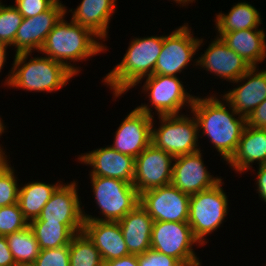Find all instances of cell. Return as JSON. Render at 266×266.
<instances>
[{"instance_id":"1","label":"cell","mask_w":266,"mask_h":266,"mask_svg":"<svg viewBox=\"0 0 266 266\" xmlns=\"http://www.w3.org/2000/svg\"><path fill=\"white\" fill-rule=\"evenodd\" d=\"M216 96H195L190 112L196 117L198 130L202 132L199 137H208L221 159L228 162L236 152L247 125L246 117L239 115L223 97L220 100Z\"/></svg>"},{"instance_id":"2","label":"cell","mask_w":266,"mask_h":266,"mask_svg":"<svg viewBox=\"0 0 266 266\" xmlns=\"http://www.w3.org/2000/svg\"><path fill=\"white\" fill-rule=\"evenodd\" d=\"M64 14L47 35L46 41L40 53L46 57L64 64L75 75L79 74L81 68L71 62H82L101 52L107 51L106 44L90 29L79 23H70ZM69 60V61H68ZM76 66V67H75Z\"/></svg>"},{"instance_id":"3","label":"cell","mask_w":266,"mask_h":266,"mask_svg":"<svg viewBox=\"0 0 266 266\" xmlns=\"http://www.w3.org/2000/svg\"><path fill=\"white\" fill-rule=\"evenodd\" d=\"M163 46V36L133 38L120 63L104 77L102 82L113 91L114 98L127 93L153 75L155 64Z\"/></svg>"},{"instance_id":"4","label":"cell","mask_w":266,"mask_h":266,"mask_svg":"<svg viewBox=\"0 0 266 266\" xmlns=\"http://www.w3.org/2000/svg\"><path fill=\"white\" fill-rule=\"evenodd\" d=\"M31 54H15L8 77L7 75L5 77V85L30 92L53 93L63 88L73 76H76L64 64L50 57L35 56L28 60Z\"/></svg>"},{"instance_id":"5","label":"cell","mask_w":266,"mask_h":266,"mask_svg":"<svg viewBox=\"0 0 266 266\" xmlns=\"http://www.w3.org/2000/svg\"><path fill=\"white\" fill-rule=\"evenodd\" d=\"M90 181L96 207L102 216H92L83 210L84 221L118 222L140 204L139 193L126 181L100 176H90Z\"/></svg>"},{"instance_id":"6","label":"cell","mask_w":266,"mask_h":266,"mask_svg":"<svg viewBox=\"0 0 266 266\" xmlns=\"http://www.w3.org/2000/svg\"><path fill=\"white\" fill-rule=\"evenodd\" d=\"M222 180L209 189L190 195L187 222L201 246L207 244L206 236L221 226L229 212Z\"/></svg>"},{"instance_id":"7","label":"cell","mask_w":266,"mask_h":266,"mask_svg":"<svg viewBox=\"0 0 266 266\" xmlns=\"http://www.w3.org/2000/svg\"><path fill=\"white\" fill-rule=\"evenodd\" d=\"M186 115H159L160 126L157 129L153 117L152 144L174 158L201 150L197 119L194 115Z\"/></svg>"},{"instance_id":"8","label":"cell","mask_w":266,"mask_h":266,"mask_svg":"<svg viewBox=\"0 0 266 266\" xmlns=\"http://www.w3.org/2000/svg\"><path fill=\"white\" fill-rule=\"evenodd\" d=\"M145 82L141 92L148 94L151 105L141 104L136 108L150 116L182 114V108L186 105L191 109L195 95L187 92L183 82L178 76H165L153 74L144 78ZM154 108L155 113L151 109ZM181 110V111H180Z\"/></svg>"},{"instance_id":"9","label":"cell","mask_w":266,"mask_h":266,"mask_svg":"<svg viewBox=\"0 0 266 266\" xmlns=\"http://www.w3.org/2000/svg\"><path fill=\"white\" fill-rule=\"evenodd\" d=\"M192 29L188 23L175 28L168 35H163V46L157 58L153 74L165 76H178L189 66L190 62L197 67V59L193 60L194 55L200 45H203V38L194 37Z\"/></svg>"},{"instance_id":"10","label":"cell","mask_w":266,"mask_h":266,"mask_svg":"<svg viewBox=\"0 0 266 266\" xmlns=\"http://www.w3.org/2000/svg\"><path fill=\"white\" fill-rule=\"evenodd\" d=\"M194 244L200 247L188 222L154 221L151 249L177 259L183 266H193L202 264Z\"/></svg>"},{"instance_id":"11","label":"cell","mask_w":266,"mask_h":266,"mask_svg":"<svg viewBox=\"0 0 266 266\" xmlns=\"http://www.w3.org/2000/svg\"><path fill=\"white\" fill-rule=\"evenodd\" d=\"M75 180L61 183L42 208L37 219L30 222H53L65 224L74 234L83 231L84 216L79 188Z\"/></svg>"},{"instance_id":"12","label":"cell","mask_w":266,"mask_h":266,"mask_svg":"<svg viewBox=\"0 0 266 266\" xmlns=\"http://www.w3.org/2000/svg\"><path fill=\"white\" fill-rule=\"evenodd\" d=\"M190 195L172 184L147 190L140 194V205L154 221L187 222Z\"/></svg>"},{"instance_id":"13","label":"cell","mask_w":266,"mask_h":266,"mask_svg":"<svg viewBox=\"0 0 266 266\" xmlns=\"http://www.w3.org/2000/svg\"><path fill=\"white\" fill-rule=\"evenodd\" d=\"M174 157L152 143L135 158L133 185L139 195L171 184Z\"/></svg>"},{"instance_id":"14","label":"cell","mask_w":266,"mask_h":266,"mask_svg":"<svg viewBox=\"0 0 266 266\" xmlns=\"http://www.w3.org/2000/svg\"><path fill=\"white\" fill-rule=\"evenodd\" d=\"M61 2L57 0L48 10L37 16L23 18L12 45L16 48L15 54L40 52L47 35L61 17L68 13L67 7Z\"/></svg>"},{"instance_id":"15","label":"cell","mask_w":266,"mask_h":266,"mask_svg":"<svg viewBox=\"0 0 266 266\" xmlns=\"http://www.w3.org/2000/svg\"><path fill=\"white\" fill-rule=\"evenodd\" d=\"M152 122L153 116L134 108L119 125L109 146L136 158L152 143Z\"/></svg>"},{"instance_id":"16","label":"cell","mask_w":266,"mask_h":266,"mask_svg":"<svg viewBox=\"0 0 266 266\" xmlns=\"http://www.w3.org/2000/svg\"><path fill=\"white\" fill-rule=\"evenodd\" d=\"M201 151L174 158L171 184L183 193L193 195L202 192L221 180L208 171Z\"/></svg>"},{"instance_id":"17","label":"cell","mask_w":266,"mask_h":266,"mask_svg":"<svg viewBox=\"0 0 266 266\" xmlns=\"http://www.w3.org/2000/svg\"><path fill=\"white\" fill-rule=\"evenodd\" d=\"M81 153L78 162L92 167L89 176L109 177L133 185L135 158L122 154L111 146Z\"/></svg>"},{"instance_id":"18","label":"cell","mask_w":266,"mask_h":266,"mask_svg":"<svg viewBox=\"0 0 266 266\" xmlns=\"http://www.w3.org/2000/svg\"><path fill=\"white\" fill-rule=\"evenodd\" d=\"M197 66L230 83L238 80L251 66L230 49L220 37H215L197 59Z\"/></svg>"},{"instance_id":"19","label":"cell","mask_w":266,"mask_h":266,"mask_svg":"<svg viewBox=\"0 0 266 266\" xmlns=\"http://www.w3.org/2000/svg\"><path fill=\"white\" fill-rule=\"evenodd\" d=\"M232 83L239 84L224 92L222 97L239 115L247 118L266 99V69L259 70L253 66Z\"/></svg>"},{"instance_id":"20","label":"cell","mask_w":266,"mask_h":266,"mask_svg":"<svg viewBox=\"0 0 266 266\" xmlns=\"http://www.w3.org/2000/svg\"><path fill=\"white\" fill-rule=\"evenodd\" d=\"M83 232L100 251L103 262L130 255L118 222L84 221Z\"/></svg>"},{"instance_id":"21","label":"cell","mask_w":266,"mask_h":266,"mask_svg":"<svg viewBox=\"0 0 266 266\" xmlns=\"http://www.w3.org/2000/svg\"><path fill=\"white\" fill-rule=\"evenodd\" d=\"M118 223L129 254L140 255L151 248L154 220L140 204Z\"/></svg>"},{"instance_id":"22","label":"cell","mask_w":266,"mask_h":266,"mask_svg":"<svg viewBox=\"0 0 266 266\" xmlns=\"http://www.w3.org/2000/svg\"><path fill=\"white\" fill-rule=\"evenodd\" d=\"M266 164V129H257L246 125L236 152L226 163L236 173L251 170L254 162Z\"/></svg>"},{"instance_id":"23","label":"cell","mask_w":266,"mask_h":266,"mask_svg":"<svg viewBox=\"0 0 266 266\" xmlns=\"http://www.w3.org/2000/svg\"><path fill=\"white\" fill-rule=\"evenodd\" d=\"M117 0H82L72 13L73 22L90 29L101 41L108 38L110 19L115 13Z\"/></svg>"},{"instance_id":"24","label":"cell","mask_w":266,"mask_h":266,"mask_svg":"<svg viewBox=\"0 0 266 266\" xmlns=\"http://www.w3.org/2000/svg\"><path fill=\"white\" fill-rule=\"evenodd\" d=\"M222 41L240 55L251 67L266 57V32L262 28L217 33Z\"/></svg>"},{"instance_id":"25","label":"cell","mask_w":266,"mask_h":266,"mask_svg":"<svg viewBox=\"0 0 266 266\" xmlns=\"http://www.w3.org/2000/svg\"><path fill=\"white\" fill-rule=\"evenodd\" d=\"M62 183L58 181L53 184L32 181L19 188L18 204L24 218L30 222L37 219L42 208L50 200L52 193Z\"/></svg>"},{"instance_id":"26","label":"cell","mask_w":266,"mask_h":266,"mask_svg":"<svg viewBox=\"0 0 266 266\" xmlns=\"http://www.w3.org/2000/svg\"><path fill=\"white\" fill-rule=\"evenodd\" d=\"M261 13L248 2H238L227 14L218 13L215 19L217 33H227L245 29L259 28L262 24Z\"/></svg>"},{"instance_id":"27","label":"cell","mask_w":266,"mask_h":266,"mask_svg":"<svg viewBox=\"0 0 266 266\" xmlns=\"http://www.w3.org/2000/svg\"><path fill=\"white\" fill-rule=\"evenodd\" d=\"M40 250L69 245L75 235L65 224L53 222H29Z\"/></svg>"},{"instance_id":"28","label":"cell","mask_w":266,"mask_h":266,"mask_svg":"<svg viewBox=\"0 0 266 266\" xmlns=\"http://www.w3.org/2000/svg\"><path fill=\"white\" fill-rule=\"evenodd\" d=\"M5 237L16 264L34 263L39 255L40 248L29 225Z\"/></svg>"},{"instance_id":"29","label":"cell","mask_w":266,"mask_h":266,"mask_svg":"<svg viewBox=\"0 0 266 266\" xmlns=\"http://www.w3.org/2000/svg\"><path fill=\"white\" fill-rule=\"evenodd\" d=\"M69 253L70 266H103L100 251L83 231L72 237Z\"/></svg>"},{"instance_id":"30","label":"cell","mask_w":266,"mask_h":266,"mask_svg":"<svg viewBox=\"0 0 266 266\" xmlns=\"http://www.w3.org/2000/svg\"><path fill=\"white\" fill-rule=\"evenodd\" d=\"M22 20L23 16L14 5L0 2V41L11 47Z\"/></svg>"},{"instance_id":"31","label":"cell","mask_w":266,"mask_h":266,"mask_svg":"<svg viewBox=\"0 0 266 266\" xmlns=\"http://www.w3.org/2000/svg\"><path fill=\"white\" fill-rule=\"evenodd\" d=\"M28 225L18 203L0 208V236L20 231Z\"/></svg>"},{"instance_id":"32","label":"cell","mask_w":266,"mask_h":266,"mask_svg":"<svg viewBox=\"0 0 266 266\" xmlns=\"http://www.w3.org/2000/svg\"><path fill=\"white\" fill-rule=\"evenodd\" d=\"M17 179L11 164L0 171V208L18 203L20 187Z\"/></svg>"},{"instance_id":"33","label":"cell","mask_w":266,"mask_h":266,"mask_svg":"<svg viewBox=\"0 0 266 266\" xmlns=\"http://www.w3.org/2000/svg\"><path fill=\"white\" fill-rule=\"evenodd\" d=\"M34 266H70L69 245L59 248L42 249L33 263Z\"/></svg>"},{"instance_id":"34","label":"cell","mask_w":266,"mask_h":266,"mask_svg":"<svg viewBox=\"0 0 266 266\" xmlns=\"http://www.w3.org/2000/svg\"><path fill=\"white\" fill-rule=\"evenodd\" d=\"M137 261L139 266H183L177 259L151 248L137 255Z\"/></svg>"},{"instance_id":"35","label":"cell","mask_w":266,"mask_h":266,"mask_svg":"<svg viewBox=\"0 0 266 266\" xmlns=\"http://www.w3.org/2000/svg\"><path fill=\"white\" fill-rule=\"evenodd\" d=\"M57 0H15V7L23 18L37 16L48 10Z\"/></svg>"},{"instance_id":"36","label":"cell","mask_w":266,"mask_h":266,"mask_svg":"<svg viewBox=\"0 0 266 266\" xmlns=\"http://www.w3.org/2000/svg\"><path fill=\"white\" fill-rule=\"evenodd\" d=\"M246 123L249 127L266 129V99L250 113Z\"/></svg>"},{"instance_id":"37","label":"cell","mask_w":266,"mask_h":266,"mask_svg":"<svg viewBox=\"0 0 266 266\" xmlns=\"http://www.w3.org/2000/svg\"><path fill=\"white\" fill-rule=\"evenodd\" d=\"M256 175L257 193L262 201L266 202V164L259 165Z\"/></svg>"},{"instance_id":"38","label":"cell","mask_w":266,"mask_h":266,"mask_svg":"<svg viewBox=\"0 0 266 266\" xmlns=\"http://www.w3.org/2000/svg\"><path fill=\"white\" fill-rule=\"evenodd\" d=\"M12 253L5 236H0V266H15Z\"/></svg>"},{"instance_id":"39","label":"cell","mask_w":266,"mask_h":266,"mask_svg":"<svg viewBox=\"0 0 266 266\" xmlns=\"http://www.w3.org/2000/svg\"><path fill=\"white\" fill-rule=\"evenodd\" d=\"M103 266H139L137 255H128L119 259L106 261Z\"/></svg>"},{"instance_id":"40","label":"cell","mask_w":266,"mask_h":266,"mask_svg":"<svg viewBox=\"0 0 266 266\" xmlns=\"http://www.w3.org/2000/svg\"><path fill=\"white\" fill-rule=\"evenodd\" d=\"M7 48H8V45L0 41V72H2L1 70L3 69L5 62H6Z\"/></svg>"},{"instance_id":"41","label":"cell","mask_w":266,"mask_h":266,"mask_svg":"<svg viewBox=\"0 0 266 266\" xmlns=\"http://www.w3.org/2000/svg\"><path fill=\"white\" fill-rule=\"evenodd\" d=\"M3 150L4 148H0V171L9 164V158H7V154Z\"/></svg>"},{"instance_id":"42","label":"cell","mask_w":266,"mask_h":266,"mask_svg":"<svg viewBox=\"0 0 266 266\" xmlns=\"http://www.w3.org/2000/svg\"><path fill=\"white\" fill-rule=\"evenodd\" d=\"M172 1H174L178 5H182L183 7V6H187L190 3H193V1L195 3L196 0H172Z\"/></svg>"},{"instance_id":"43","label":"cell","mask_w":266,"mask_h":266,"mask_svg":"<svg viewBox=\"0 0 266 266\" xmlns=\"http://www.w3.org/2000/svg\"><path fill=\"white\" fill-rule=\"evenodd\" d=\"M1 117V116H0ZM2 118H0V136H2L3 133H5L4 131L7 130L5 127V123L1 120ZM3 147L2 145H0V148Z\"/></svg>"},{"instance_id":"44","label":"cell","mask_w":266,"mask_h":266,"mask_svg":"<svg viewBox=\"0 0 266 266\" xmlns=\"http://www.w3.org/2000/svg\"><path fill=\"white\" fill-rule=\"evenodd\" d=\"M15 266H34L33 264H16Z\"/></svg>"}]
</instances>
